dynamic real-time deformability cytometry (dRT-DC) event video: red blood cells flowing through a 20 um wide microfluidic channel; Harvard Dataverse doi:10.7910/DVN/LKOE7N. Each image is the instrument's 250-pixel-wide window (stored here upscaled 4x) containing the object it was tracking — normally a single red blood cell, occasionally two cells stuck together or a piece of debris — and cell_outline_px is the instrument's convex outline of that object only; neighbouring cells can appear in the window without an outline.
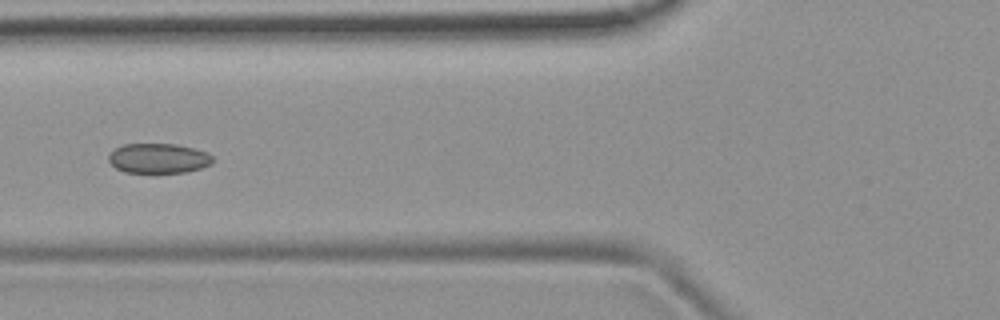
{"species": "common noctule bat (a hibernating species)", "species_latin": "Nyctalus noctula", "temperature_condition": "room temperature", "stored_images_in_passage": 5, "camera_frame_rate_fps": 3000, "um_per_image_px": 0.085, "animal": {"sex": "female", "body_mass_g": 19.9}, "frame": {"image": 1, "passage_image": 5, "time_ms": 5.333, "image_size_px": [1000, 320], "cell_outline_px": [[216, 160], [212, 164], [188, 172], [124, 172], [116, 168], [108, 160], [108, 156], [120, 144], [176, 144], [208, 152]], "centroid_in_image_um": [13.5, 13.45], "position_along_channel_um": 112.3, "area_um2": 18.15}}